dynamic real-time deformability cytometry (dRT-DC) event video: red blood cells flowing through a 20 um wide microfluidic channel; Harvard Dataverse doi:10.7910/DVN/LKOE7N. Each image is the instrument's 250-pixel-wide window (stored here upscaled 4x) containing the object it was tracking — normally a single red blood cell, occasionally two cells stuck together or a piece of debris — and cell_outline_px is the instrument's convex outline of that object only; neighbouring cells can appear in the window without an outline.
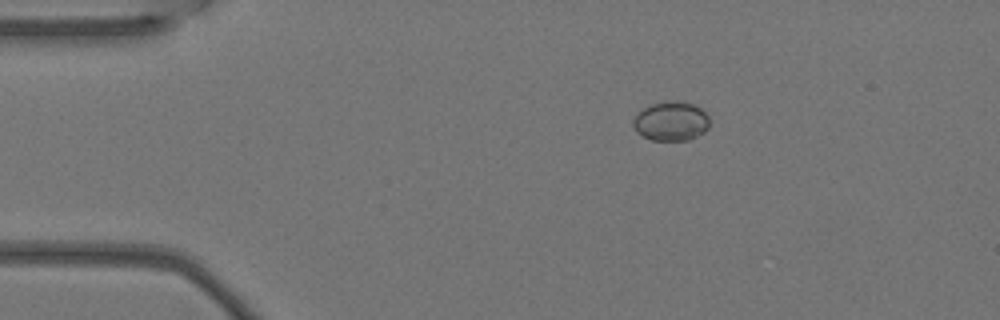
{"species": "Egyptian fruit bat (a non-hibernating species)", "species_latin": "Rousettus aegyptiacus", "temperature_condition": "warm", "stored_images_in_passage": 3, "camera_frame_rate_fps": 3000, "um_per_image_px": 0.085, "animal": {"sex": "female"}, "frame": {"image": 1, "passage_image": 1, "time_ms": 0.0, "image_size_px": [1000, 320], "cell_outline_px": [[708, 128], [704, 132], [688, 140], [652, 140], [636, 132], [632, 124], [632, 120], [636, 112], [652, 104], [668, 100], [672, 100], [692, 104], [700, 108], [708, 116]], "centroid_in_image_um": [57.0, 10.3], "position_along_channel_um": 28.0, "area_um2": 17.46}}
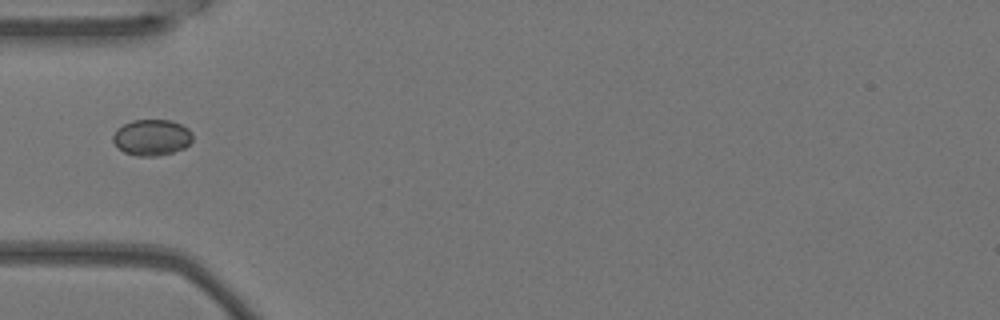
{"frame": {"image": 2, "passage_image": 3, "time_ms": 0.667, "image_size_px": [1000, 320], "cell_outline_px": [[192, 140], [184, 148], [172, 152], [156, 156], [136, 156], [124, 152], [112, 140], [112, 136], [116, 128], [132, 120], [172, 120], [188, 128], [192, 132]], "centroid_in_image_um": [12.89, 11.67], "position_along_channel_um": 72.1, "area_um2": 16.76}}